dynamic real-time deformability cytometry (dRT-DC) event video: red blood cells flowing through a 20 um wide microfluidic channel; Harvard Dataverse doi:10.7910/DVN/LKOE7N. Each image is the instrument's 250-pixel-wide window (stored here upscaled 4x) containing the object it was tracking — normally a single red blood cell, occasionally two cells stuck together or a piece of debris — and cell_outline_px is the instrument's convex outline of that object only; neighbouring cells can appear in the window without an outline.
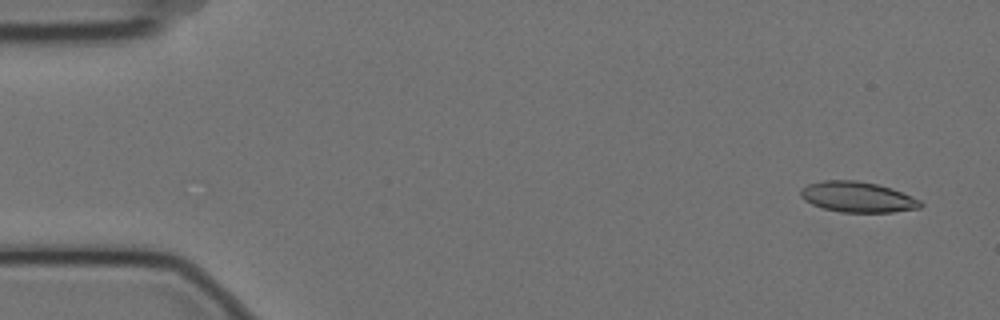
{"species": "Egyptian fruit bat (a non-hibernating species)", "species_latin": "Rousettus aegyptiacus", "temperature_condition": "cold", "stored_images_in_passage": 1, "camera_frame_rate_fps": 3000, "um_per_image_px": 0.085, "animal": {"sex": "female"}, "frame": {"image": 1, "passage_image": 1, "time_ms": 0.0, "image_size_px": [1000, 320], "cell_outline_px": [[924, 204], [920, 208], [892, 212], [840, 212], [824, 208], [812, 204], [804, 200], [800, 196], [800, 188], [808, 184], [824, 180], [856, 180], [876, 184], [892, 188], [912, 196], [920, 200]], "centroid_in_image_um": [72.89, 16.74], "position_along_channel_um": 12.1, "area_um2": 21.39}}